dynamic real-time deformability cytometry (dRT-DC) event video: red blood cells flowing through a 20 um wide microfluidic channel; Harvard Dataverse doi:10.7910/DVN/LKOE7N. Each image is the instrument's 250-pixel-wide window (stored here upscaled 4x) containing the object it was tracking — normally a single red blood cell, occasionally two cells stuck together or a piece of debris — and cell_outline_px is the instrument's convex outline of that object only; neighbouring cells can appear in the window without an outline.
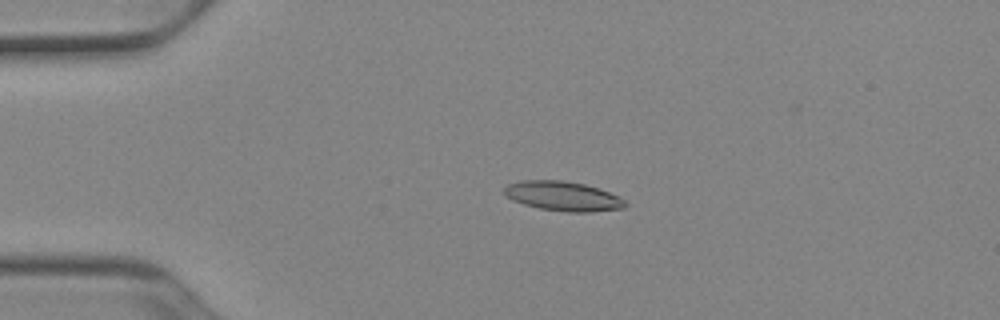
{"species": "Egyptian fruit bat (a non-hibernating species)", "species_latin": "Rousettus aegyptiacus", "temperature_condition": "cold", "stored_images_in_passage": 51, "camera_frame_rate_fps": 3000, "um_per_image_px": 0.085, "animal": {"sex": "female"}, "frame": {"image": 1, "passage_image": 11, "time_ms": 3.333, "image_size_px": [1000, 320], "cell_outline_px": [[628, 204], [624, 208], [592, 212], [568, 212], [540, 208], [524, 204], [512, 200], [504, 192], [504, 188], [508, 184], [520, 180], [560, 180], [584, 184], [600, 188], [620, 196]], "centroid_in_image_um": [47.89, 16.67], "position_along_channel_um": 37.1, "area_um2": 20.87}}
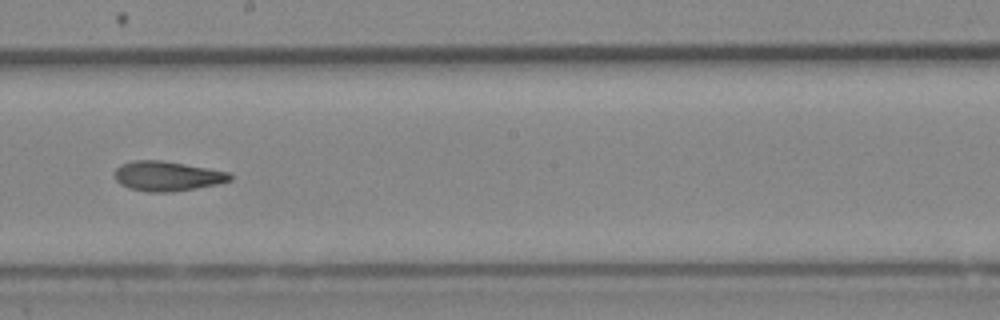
{"frame": {"image": 2, "passage_image": 29, "time_ms": 9.333, "image_size_px": [1000, 320], "cell_outline_px": [[232, 180], [216, 184], [196, 188], [172, 192], [148, 192], [128, 188], [120, 184], [116, 180], [116, 168], [120, 164], [132, 160], [160, 160], [208, 168], [228, 172], [232, 176]], "centroid_in_image_um": [14.19, 14.97], "position_along_channel_um": 234.0, "area_um2": 19.94}}
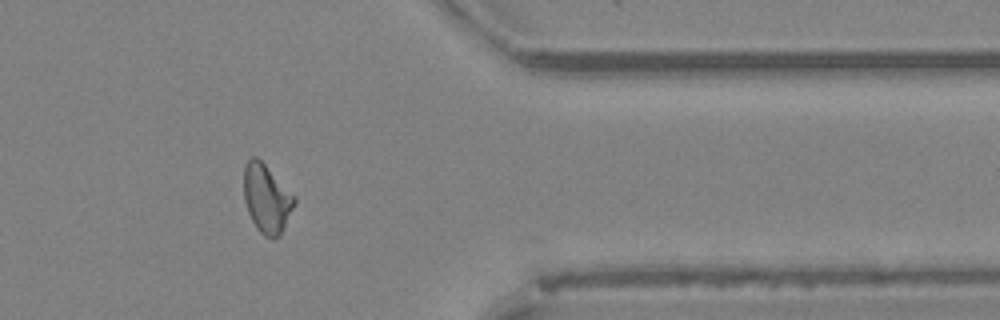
{"frame": {"image": 3, "passage_image": 42, "time_ms": 13.667, "image_size_px": [1000, 320], "cell_outline_px": [[296, 204], [280, 236], [272, 240], [264, 236], [256, 228], [248, 212], [244, 200], [244, 164], [252, 156], [256, 156], [296, 196]], "centroid_in_image_um": [22.68, 16.91], "position_along_channel_um": 388.7, "area_um2": 20.4}, "authors_computed_cell_mechanics": {"area_um2": 19.941, "velocity_mm_per_s": 3.9096, "shape_relaxation_time_tau1_ms": 4.8259, "shape_relaxation_time_tau2_ms": 4.6253, "deformation_change_tau1": 0.1572, "deformation_change_tau2": 0.1348}}